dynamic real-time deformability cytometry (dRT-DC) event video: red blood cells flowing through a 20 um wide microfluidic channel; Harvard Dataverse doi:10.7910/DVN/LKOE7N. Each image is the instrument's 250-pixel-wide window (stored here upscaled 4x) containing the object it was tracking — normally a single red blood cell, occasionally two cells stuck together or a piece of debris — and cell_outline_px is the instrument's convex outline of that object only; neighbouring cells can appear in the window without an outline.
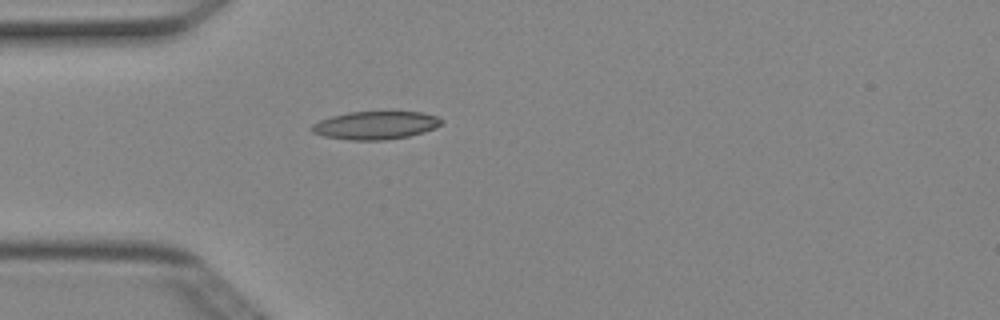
{"species": "Egyptian fruit bat (a non-hibernating species)", "species_latin": "Rousettus aegyptiacus", "temperature_condition": "cold", "stored_images_in_passage": 3, "camera_frame_rate_fps": 3000, "um_per_image_px": 0.085, "animal": {"sex": "female"}, "frame": {"image": 1, "passage_image": 3, "time_ms": 0.667, "image_size_px": [1000, 320], "cell_outline_px": [[444, 120], [440, 124], [424, 132], [408, 136], [384, 140], [348, 140], [324, 136], [312, 132], [308, 128], [312, 124], [320, 120], [332, 116], [348, 112], [424, 112], [436, 116]], "centroid_in_image_um": [31.88, 10.65], "position_along_channel_um": 53.1, "area_um2": 21.15}}